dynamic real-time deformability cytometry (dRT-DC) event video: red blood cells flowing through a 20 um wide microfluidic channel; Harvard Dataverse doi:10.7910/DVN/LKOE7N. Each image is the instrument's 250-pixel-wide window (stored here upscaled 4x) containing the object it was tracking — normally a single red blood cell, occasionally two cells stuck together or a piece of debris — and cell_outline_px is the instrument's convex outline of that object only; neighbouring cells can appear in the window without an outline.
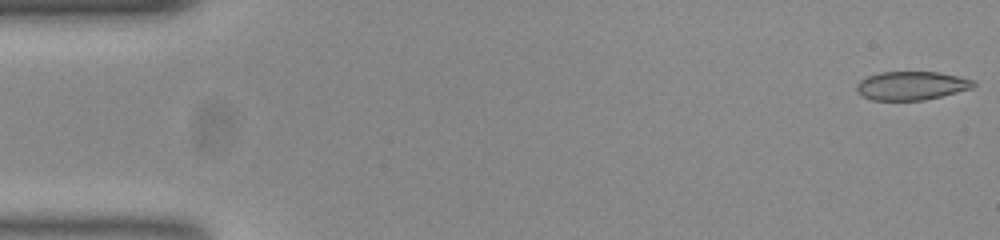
{"species": "common noctule bat (a hibernating species)", "species_latin": "Nyctalus noctula", "temperature_condition": "room temperature", "stored_images_in_passage": 54, "camera_frame_rate_fps": 3000, "um_per_image_px": 0.085, "animal": {"sex": "female", "body_mass_g": 23.0, "forearm_length_mm": 53.4}, "frame": {"image": 1, "passage_image": 1, "time_ms": 0.0, "image_size_px": [1000, 240], "cell_outline_px": [[976, 84], [972, 88], [924, 100], [872, 100], [860, 96], [856, 92], [856, 84], [860, 80], [868, 76], [880, 72], [940, 72], [960, 76], [972, 80]], "centroid_in_image_um": [77.43, 7.28], "position_along_channel_um": 7.6, "area_um2": 19.54}}
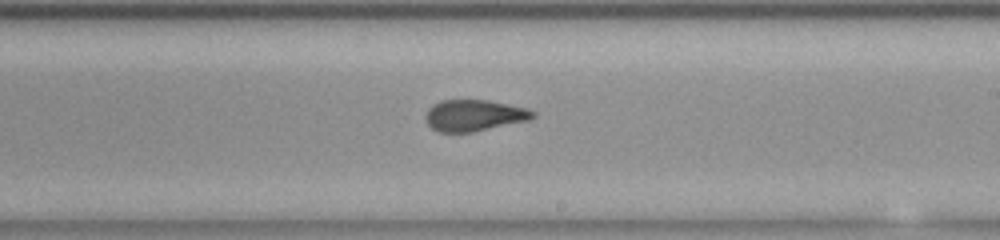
{"frame": {"image": 2, "passage_image": 31, "time_ms": 10.0, "image_size_px": [1000, 240], "cell_outline_px": [[536, 116], [528, 120], [472, 132], [440, 132], [432, 128], [428, 124], [424, 116], [428, 108], [432, 104], [440, 100], [488, 100], [528, 108], [536, 112]], "centroid_in_image_um": [40.29, 9.8], "position_along_channel_um": 248.7, "area_um2": 19.65}}
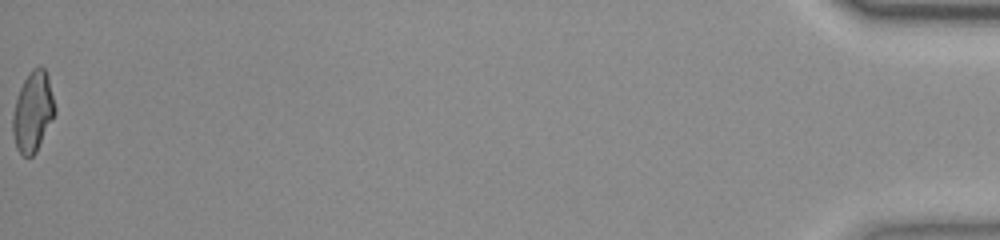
{"frame": {"image": 3, "passage_image": 54, "time_ms": 17.667, "image_size_px": [1000, 240], "cell_outline_px": [[56, 112], [36, 152], [32, 156], [24, 156], [16, 148], [12, 132], [12, 116], [16, 100], [20, 88], [28, 72], [32, 68], [40, 64], [44, 68], [48, 76], [56, 108]], "centroid_in_image_um": [2.8, 9.47], "position_along_channel_um": 432.4, "area_um2": 19.77}, "authors_computed_cell_mechanics": {"area_um2": 19.9699, "velocity_mm_per_s": 3.7856, "shape_relaxation_time_tau1_ms": null, "shape_relaxation_time_tau2_ms": 1.5484, "deformation_change_tau1": null, "deformation_change_tau2": 0.065}}